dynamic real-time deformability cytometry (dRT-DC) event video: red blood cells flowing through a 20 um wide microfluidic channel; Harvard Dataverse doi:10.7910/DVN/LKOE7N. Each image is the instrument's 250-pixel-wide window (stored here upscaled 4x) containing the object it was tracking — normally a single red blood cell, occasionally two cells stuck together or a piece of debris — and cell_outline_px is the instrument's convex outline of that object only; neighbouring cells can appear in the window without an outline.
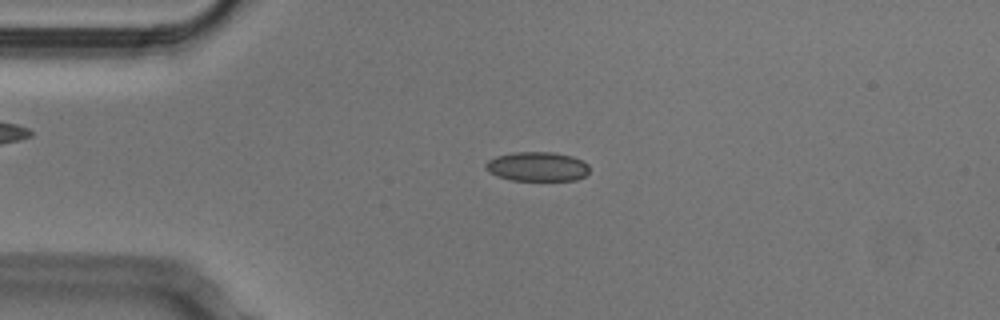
{"species": "Egyptian fruit bat (a non-hibernating species)", "species_latin": "Rousettus aegyptiacus", "temperature_condition": "cold", "stored_images_in_passage": 51, "camera_frame_rate_fps": 3000, "um_per_image_px": 0.085, "animal": {"sex": "male"}, "frame": {"image": 1, "passage_image": 11, "time_ms": 3.333, "image_size_px": [1000, 320], "cell_outline_px": [[588, 172], [584, 176], [576, 180], [512, 180], [496, 176], [488, 172], [484, 168], [484, 164], [488, 160], [496, 156], [512, 152], [552, 152], [572, 156], [588, 164]], "centroid_in_image_um": [45.61, 14.15], "position_along_channel_um": 39.4, "area_um2": 17.8}}
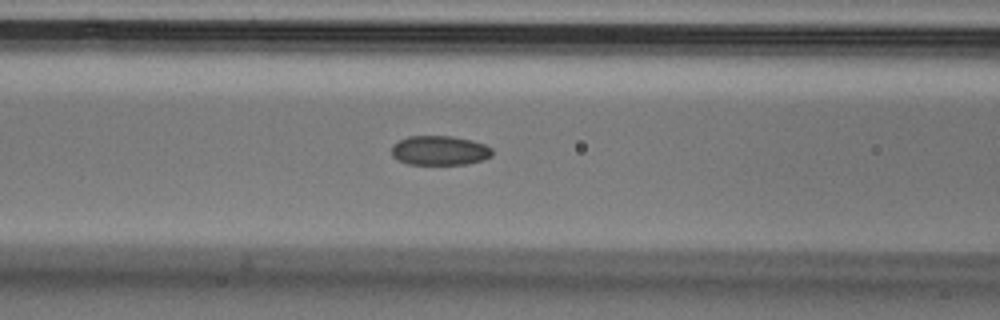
{"frame": {"image": 2, "passage_image": 20, "time_ms": 6.333, "image_size_px": [1000, 320], "cell_outline_px": [[492, 156], [484, 160], [468, 164], [408, 164], [392, 156], [392, 144], [408, 136], [452, 136], [472, 140], [484, 144], [492, 148]], "centroid_in_image_um": [37.39, 12.79], "position_along_channel_um": 129.2, "area_um2": 17.34}}
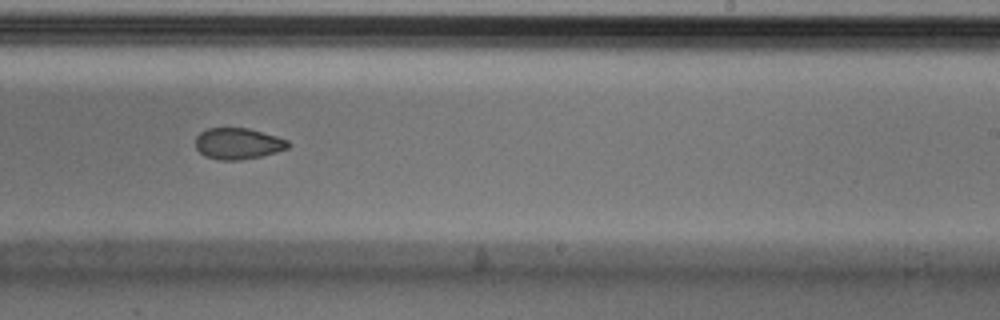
{"frame": {"image": 3, "passage_image": 31, "time_ms": 10.0, "image_size_px": [1000, 320], "cell_outline_px": [[288, 148], [276, 152], [260, 156], [240, 160], [220, 160], [204, 156], [196, 148], [196, 136], [200, 132], [208, 128], [248, 128], [276, 136], [288, 140]], "centroid_in_image_um": [20.2, 12.2], "position_along_channel_um": 268.8, "area_um2": 16.76}, "authors_computed_cell_mechanics": {"area_um2": 17.7446, "velocity_mm_per_s": 3.8077, "shape_relaxation_time_tau1_ms": null, "shape_relaxation_time_tau2_ms": 3.3787, "deformation_change_tau1": null, "deformation_change_tau2": 0.074}}